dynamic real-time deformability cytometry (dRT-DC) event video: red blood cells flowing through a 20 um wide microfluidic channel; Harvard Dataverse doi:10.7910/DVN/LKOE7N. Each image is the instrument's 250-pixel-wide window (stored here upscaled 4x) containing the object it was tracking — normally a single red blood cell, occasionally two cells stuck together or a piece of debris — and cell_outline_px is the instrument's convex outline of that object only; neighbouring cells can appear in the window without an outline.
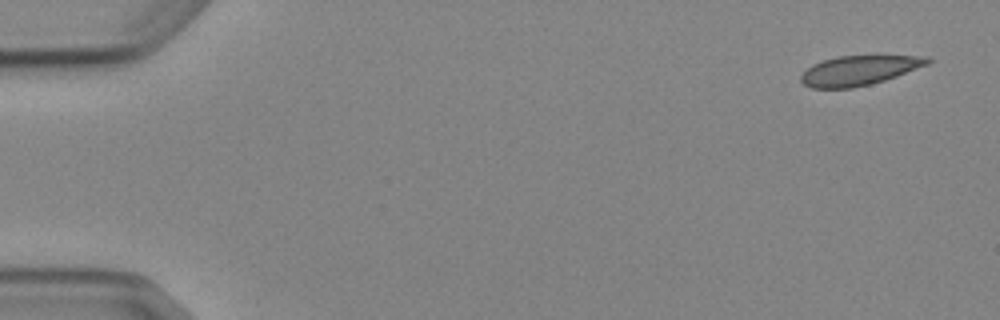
{"species": "Egyptian fruit bat (a non-hibernating species)", "species_latin": "Rousettus aegyptiacus", "temperature_condition": "cold", "stored_images_in_passage": 6, "camera_frame_rate_fps": 3000, "um_per_image_px": 0.085, "animal": {"sex": "female"}, "frame": {"image": 1, "passage_image": 1, "time_ms": 0.0, "image_size_px": [1000, 320], "cell_outline_px": [[932, 60], [928, 64], [896, 76], [884, 80], [852, 88], [812, 88], [804, 84], [800, 80], [800, 76], [812, 64], [836, 56], [880, 52], [928, 56]], "centroid_in_image_um": [73.11, 5.9], "position_along_channel_um": 11.9, "area_um2": 22.89}}
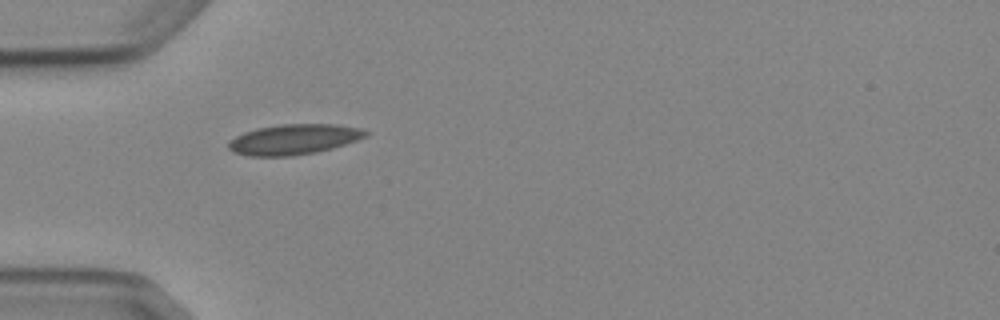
{"frame": {"image": 2, "passage_image": 5, "time_ms": 4.667, "image_size_px": [1000, 320], "cell_outline_px": [[368, 136], [332, 148], [316, 152], [292, 156], [248, 156], [232, 152], [228, 148], [228, 140], [244, 132], [256, 128], [280, 124], [336, 124], [360, 128], [368, 132]], "centroid_in_image_um": [24.94, 11.84], "position_along_channel_um": 60.1, "area_um2": 24.33}}
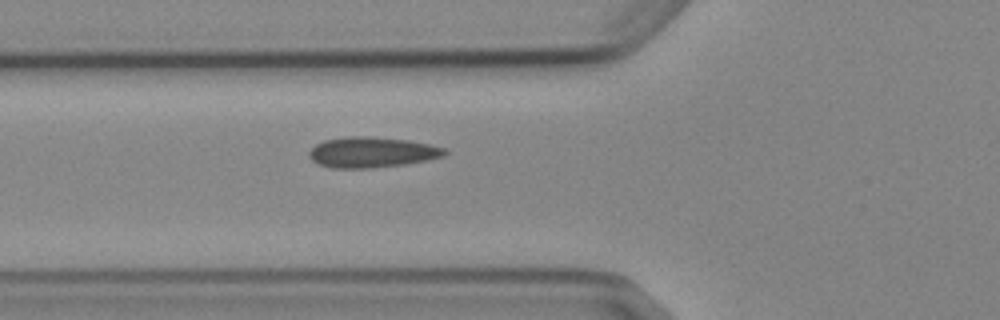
{"frame": {"image": 3, "passage_image": 6, "time_ms": 5.667, "image_size_px": [1000, 320], "cell_outline_px": [[448, 152], [444, 156], [428, 160], [404, 164], [372, 168], [332, 168], [316, 164], [308, 156], [308, 152], [316, 144], [324, 140], [348, 136], [368, 136], [408, 140], [448, 148]], "centroid_in_image_um": [31.61, 12.94], "position_along_channel_um": 94.2, "area_um2": 24.33}}